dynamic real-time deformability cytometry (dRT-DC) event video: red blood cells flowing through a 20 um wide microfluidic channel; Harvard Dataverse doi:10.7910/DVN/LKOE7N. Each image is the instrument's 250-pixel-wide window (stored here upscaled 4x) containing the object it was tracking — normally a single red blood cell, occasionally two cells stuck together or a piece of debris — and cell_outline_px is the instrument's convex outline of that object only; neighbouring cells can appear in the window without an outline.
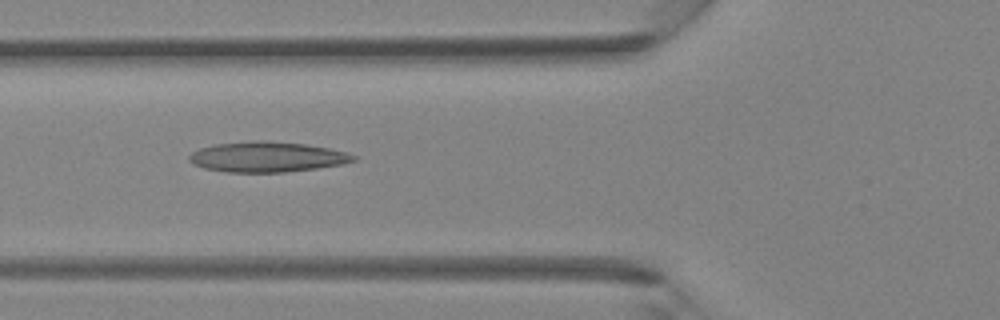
{"species": "Egyptian fruit bat (a non-hibernating species)", "species_latin": "Rousettus aegyptiacus", "temperature_condition": "room temperature", "stored_images_in_passage": 27, "camera_frame_rate_fps": 3000, "um_per_image_px": 0.085, "animal": {"sex": "female"}, "frame": {"image": 1, "passage_image": 4, "time_ms": 1.0, "image_size_px": [1000, 320], "cell_outline_px": [[356, 160], [344, 164], [316, 168], [284, 172], [224, 172], [204, 168], [192, 164], [188, 160], [188, 156], [192, 152], [200, 148], [216, 144], [256, 140], [260, 140], [304, 144], [328, 148], [344, 152], [356, 156]], "centroid_in_image_um": [22.66, 13.34], "position_along_channel_um": 103.1, "area_um2": 28.9}}
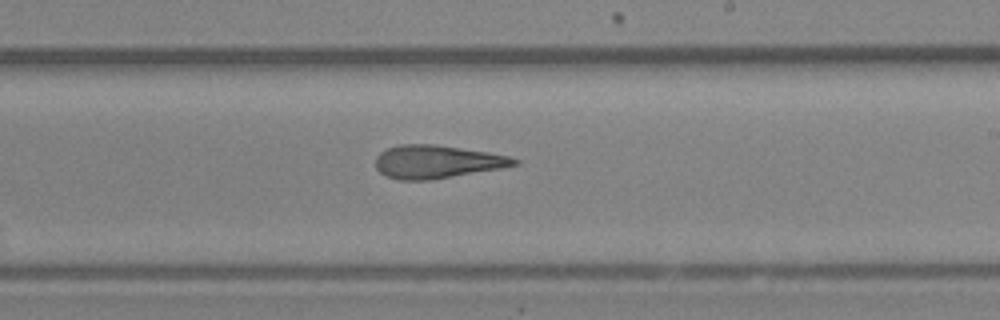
{"frame": {"image": 2, "passage_image": 13, "time_ms": 4.0, "image_size_px": [1000, 320], "cell_outline_px": [[520, 164], [500, 168], [432, 180], [396, 180], [380, 172], [376, 168], [376, 156], [380, 152], [388, 148], [400, 144], [432, 144], [488, 152], [508, 156], [520, 160]], "centroid_in_image_um": [37.12, 13.75], "position_along_channel_um": 251.9, "area_um2": 26.65}}
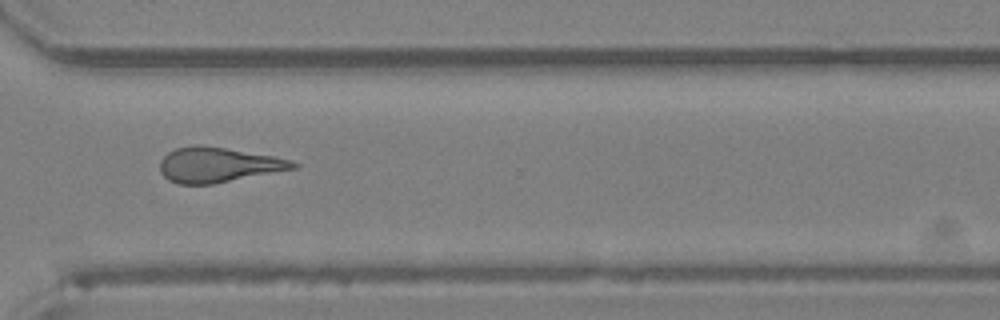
{"frame": {"image": 3, "passage_image": 19, "time_ms": 6.0, "image_size_px": [1000, 320], "cell_outline_px": [[300, 164], [296, 168], [212, 184], [180, 184], [168, 180], [160, 172], [160, 160], [168, 152], [176, 148], [192, 144], [200, 144], [276, 156], [292, 160]], "centroid_in_image_um": [18.53, 13.99], "position_along_channel_um": 352.1, "area_um2": 27.22}}